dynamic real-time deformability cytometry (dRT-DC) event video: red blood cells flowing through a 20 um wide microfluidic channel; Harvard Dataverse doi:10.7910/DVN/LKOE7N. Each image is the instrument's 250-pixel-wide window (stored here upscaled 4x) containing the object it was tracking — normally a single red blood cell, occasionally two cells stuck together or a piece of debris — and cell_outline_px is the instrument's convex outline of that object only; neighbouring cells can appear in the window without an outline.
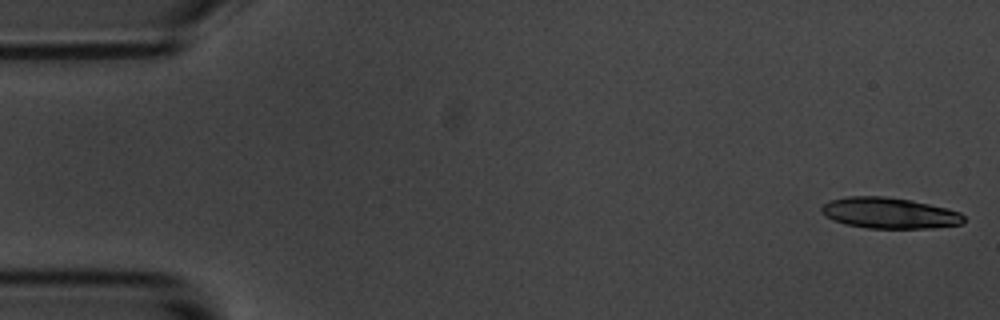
{"species": "common noctule bat (a hibernating species)", "species_latin": "Nyctalus noctula", "temperature_condition": "room temperature", "stored_images_in_passage": 6, "segment_of_instrument_passage": [1, 2], "camera_frame_rate_fps": 3000, "um_per_image_px": 0.085, "animal": {"sex": "male", "body_mass_g": 20.1, "forearm_length_mm": 53.5}, "frame": {"image": 1, "passage_image": 1, "time_ms": 0.0, "image_size_px": [1000, 320], "cell_outline_px": [[964, 224], [932, 228], [868, 228], [844, 224], [832, 220], [820, 212], [820, 208], [828, 200], [848, 196], [884, 196], [912, 200], [948, 208], [960, 212], [964, 216]], "centroid_in_image_um": [75.59, 18.1], "position_along_channel_um": 9.4, "area_um2": 25.95}}